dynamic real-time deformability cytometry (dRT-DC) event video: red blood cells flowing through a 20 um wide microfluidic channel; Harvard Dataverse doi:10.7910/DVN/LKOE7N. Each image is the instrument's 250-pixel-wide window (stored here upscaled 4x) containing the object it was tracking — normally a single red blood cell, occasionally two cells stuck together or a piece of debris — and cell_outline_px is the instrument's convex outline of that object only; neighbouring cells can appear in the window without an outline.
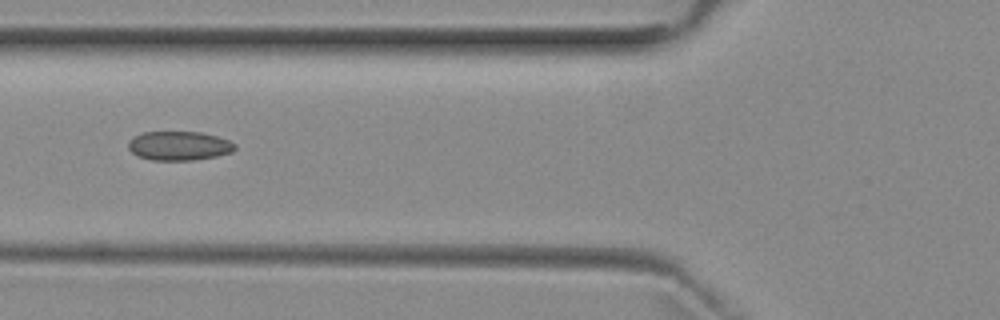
{"species": "common noctule bat (a hibernating species)", "species_latin": "Nyctalus noctula", "temperature_condition": "room temperature", "stored_images_in_passage": 4, "camera_frame_rate_fps": 3000, "um_per_image_px": 0.085, "animal": {"sex": "female", "body_mass_g": 29.2, "forearm_length_mm": 56.3}, "frame": {"image": 1, "passage_image": 3, "time_ms": 3.333, "image_size_px": [1000, 320], "cell_outline_px": [[236, 148], [232, 152], [216, 156], [192, 160], [152, 160], [136, 156], [128, 148], [128, 140], [144, 132], [200, 132], [216, 136], [228, 140], [236, 144]], "centroid_in_image_um": [15.21, 12.4], "position_along_channel_um": 110.6, "area_um2": 18.03}}
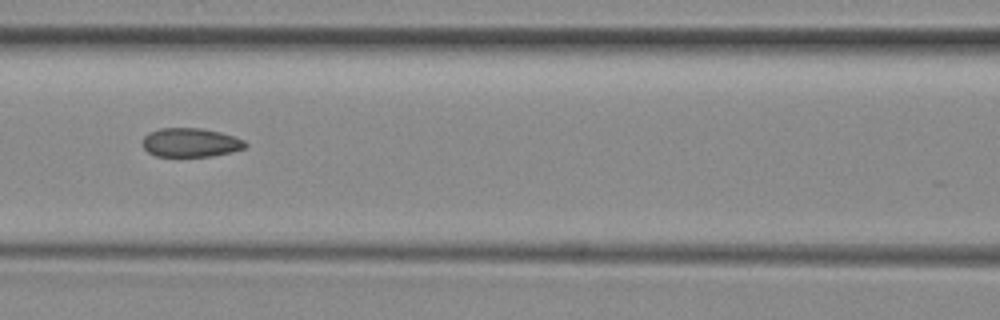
{"frame": {"image": 2, "passage_image": 4, "time_ms": 4.333, "image_size_px": [1000, 320], "cell_outline_px": [[248, 144], [244, 148], [232, 152], [212, 156], [156, 156], [148, 152], [144, 148], [144, 136], [148, 132], [160, 128], [200, 128], [220, 132], [244, 140]], "centroid_in_image_um": [16.2, 12.11], "position_along_channel_um": 150.4, "area_um2": 17.22}}